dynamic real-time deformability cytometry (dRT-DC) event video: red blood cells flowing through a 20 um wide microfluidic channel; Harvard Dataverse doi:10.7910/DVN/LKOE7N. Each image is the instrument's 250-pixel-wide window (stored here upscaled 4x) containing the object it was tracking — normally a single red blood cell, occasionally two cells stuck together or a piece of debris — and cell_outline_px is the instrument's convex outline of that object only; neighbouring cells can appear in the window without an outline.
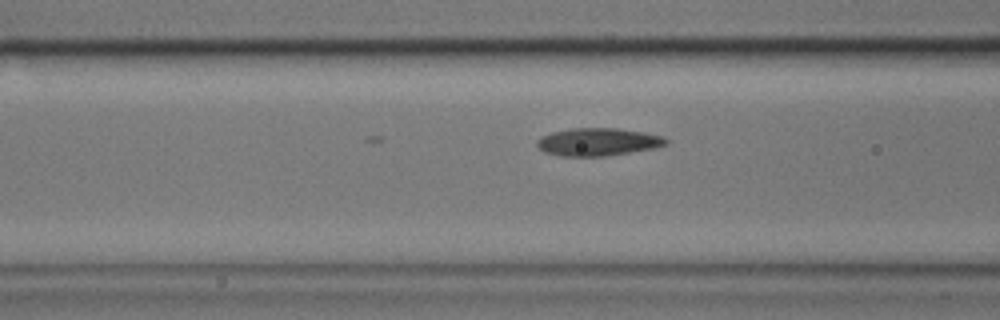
{"species": "common noctule bat (a hibernating species)", "species_latin": "Nyctalus noctula", "temperature_condition": "cold", "stored_images_in_passage": 15, "camera_frame_rate_fps": 3000, "um_per_image_px": 0.085, "animal": {"sex": "male", "body_mass_g": 17.9}, "frame": {"image": 1, "passage_image": 7, "time_ms": 2.0, "image_size_px": [1000, 320], "cell_outline_px": [[668, 144], [652, 148], [604, 156], [560, 156], [544, 152], [536, 144], [536, 140], [540, 136], [552, 132], [572, 128], [616, 128], [644, 132], [664, 136], [668, 140]], "centroid_in_image_um": [50.8, 12.05], "position_along_channel_um": 115.8, "area_um2": 20.81}}